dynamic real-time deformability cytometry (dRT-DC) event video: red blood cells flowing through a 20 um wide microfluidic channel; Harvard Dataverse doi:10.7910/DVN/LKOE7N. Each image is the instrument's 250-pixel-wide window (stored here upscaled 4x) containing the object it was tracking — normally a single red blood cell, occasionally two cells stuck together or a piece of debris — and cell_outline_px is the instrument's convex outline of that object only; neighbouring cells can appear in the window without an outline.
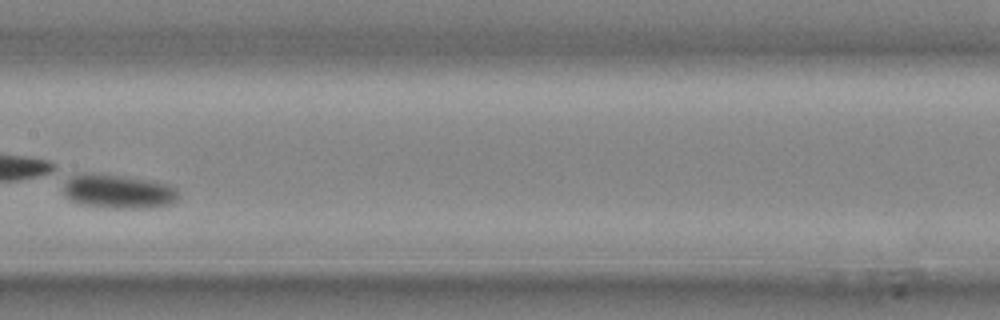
{"species": "common noctule bat (a hibernating species)", "species_latin": "Nyctalus noctula", "temperature_condition": "cold", "stored_images_in_passage": 10, "camera_frame_rate_fps": 3000, "um_per_image_px": 0.085, "animal": {"sex": "male", "body_mass_g": 20.4}, "frame": {"image": 1, "passage_image": 9, "time_ms": 2.667, "image_size_px": [1000, 320], "cell_outline_px": [[180, 196], [176, 204], [156, 208], [108, 208], [80, 204], [64, 196], [64, 176], [88, 172], [120, 176], [168, 184], [176, 188]], "centroid_in_image_um": [10.05, 16.29], "position_along_channel_um": 197.4, "area_um2": 23.35}}